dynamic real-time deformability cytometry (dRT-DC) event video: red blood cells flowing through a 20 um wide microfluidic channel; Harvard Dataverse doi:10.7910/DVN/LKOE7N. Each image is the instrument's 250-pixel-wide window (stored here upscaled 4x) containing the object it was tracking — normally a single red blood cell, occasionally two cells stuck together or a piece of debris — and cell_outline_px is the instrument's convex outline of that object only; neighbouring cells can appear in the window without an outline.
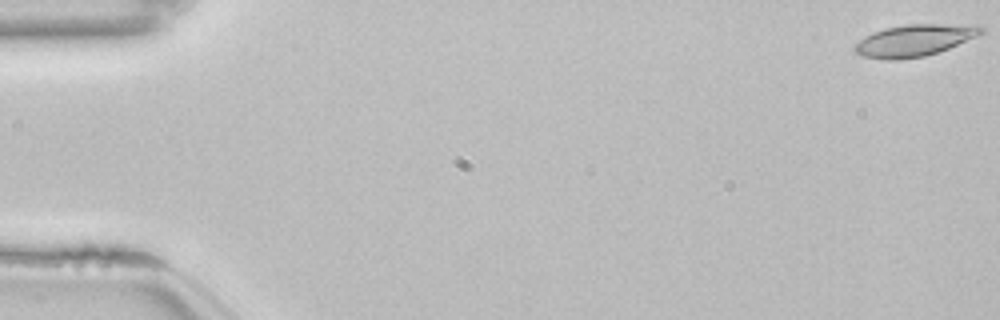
{"species": "common noctule bat (a hibernating species)", "species_latin": "Nyctalus noctula", "temperature_condition": "room temperature", "stored_images_in_passage": 54, "camera_frame_rate_fps": 3000, "um_per_image_px": 0.085, "animal": {"sex": "female", "body_mass_g": 22.7, "forearm_length_mm": 54.2}, "frame": {"image": 1, "passage_image": 1, "time_ms": 0.0, "image_size_px": [1000, 320], "cell_outline_px": [[984, 32], [976, 36], [948, 48], [924, 56], [900, 60], [884, 60], [864, 56], [856, 52], [852, 48], [864, 36], [872, 32], [884, 28], [908, 24], [980, 24], [984, 28]], "centroid_in_image_um": [77.73, 3.42], "position_along_channel_um": 7.3, "area_um2": 23.47}}
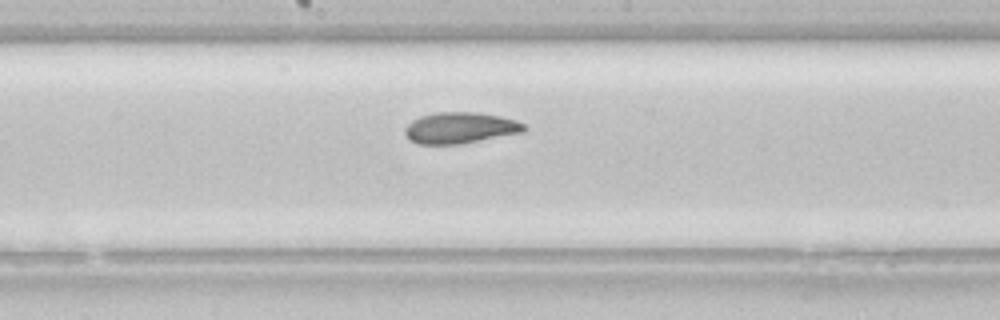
{"frame": {"image": 2, "passage_image": 29, "time_ms": 9.333, "image_size_px": [1000, 320], "cell_outline_px": [[528, 128], [524, 132], [460, 144], [416, 144], [408, 140], [404, 132], [404, 128], [412, 120], [420, 116], [436, 112], [480, 112], [500, 116], [516, 120], [524, 124]], "centroid_in_image_um": [39.1, 10.87], "position_along_channel_um": 209.1, "area_um2": 21.91}}
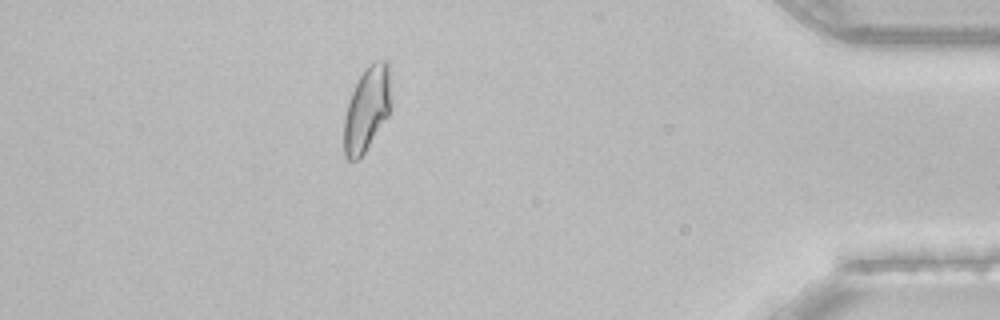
{"frame": {"image": 3, "passage_image": 48, "time_ms": 15.667, "image_size_px": [1000, 320], "cell_outline_px": [[388, 116], [364, 152], [356, 160], [348, 160], [344, 156], [344, 120], [348, 104], [352, 92], [364, 68], [380, 60], [388, 60]], "centroid_in_image_um": [31.14, 9.3], "position_along_channel_um": 404.1, "area_um2": 22.2}, "authors_computed_cell_mechanics": {"area_um2": 22.2819, "velocity_mm_per_s": 3.8235, "shape_relaxation_time_tau1_ms": 8.016, "shape_relaxation_time_tau2_ms": 2.1727, "deformation_change_tau1": 0.1854, "deformation_change_tau2": 0.0737}}